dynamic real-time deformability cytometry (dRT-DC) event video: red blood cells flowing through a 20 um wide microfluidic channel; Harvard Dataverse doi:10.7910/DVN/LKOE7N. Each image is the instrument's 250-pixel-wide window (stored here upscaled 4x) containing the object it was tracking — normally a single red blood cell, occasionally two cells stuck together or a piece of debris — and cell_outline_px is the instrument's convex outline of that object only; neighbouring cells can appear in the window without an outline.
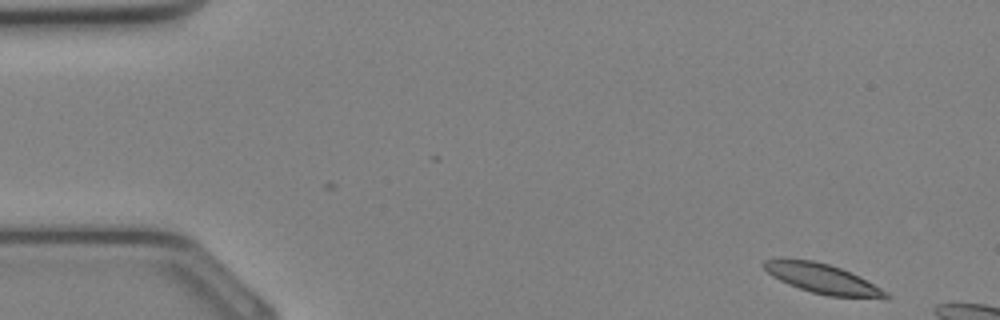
{"species": "Egyptian fruit bat (a non-hibernating species)", "species_latin": "Rousettus aegyptiacus", "temperature_condition": "cold", "stored_images_in_passage": 6, "camera_frame_rate_fps": 3000, "um_per_image_px": 0.085, "animal": {"sex": "female"}, "frame": {"image": 1, "passage_image": 1, "time_ms": 0.0, "image_size_px": [1000, 320], "cell_outline_px": [[892, 296], [888, 300], [828, 296], [812, 292], [788, 284], [772, 276], [760, 264], [764, 260], [812, 260], [828, 264], [840, 268], [888, 292]], "centroid_in_image_um": [69.98, 23.74], "position_along_channel_um": 15.0, "area_um2": 20.81}}